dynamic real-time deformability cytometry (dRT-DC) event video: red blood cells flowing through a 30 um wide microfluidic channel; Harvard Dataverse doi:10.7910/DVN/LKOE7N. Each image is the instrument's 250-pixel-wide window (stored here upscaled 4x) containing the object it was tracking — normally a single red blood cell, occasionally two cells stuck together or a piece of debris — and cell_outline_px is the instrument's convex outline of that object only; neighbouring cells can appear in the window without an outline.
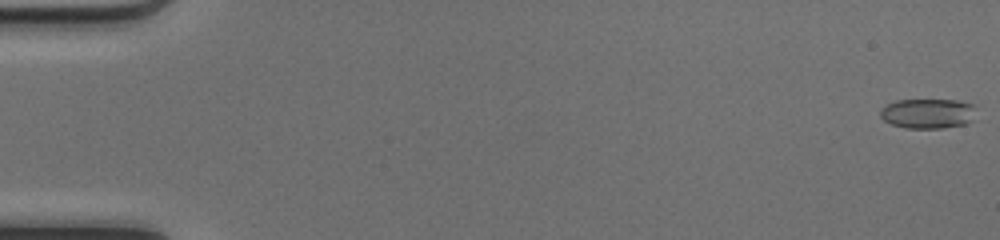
{"species": "common noctule bat (a hibernating species)", "species_latin": "Nyctalus noctula", "temperature_condition": "cold", "stored_images_in_passage": 50, "camera_frame_rate_fps": 3000, "um_per_image_px": 0.085, "animal": {"sex": "female", "body_mass_g": 17.0, "forearm_length_mm": 48.0}, "frame": {"image": 1, "passage_image": 1, "time_ms": 0.0, "image_size_px": [1000, 240], "cell_outline_px": [[972, 120], [964, 124], [944, 128], [904, 128], [892, 124], [884, 120], [880, 116], [880, 108], [896, 100], [956, 100], [972, 104]], "centroid_in_image_um": [78.8, 9.65], "position_along_channel_um": 6.2, "area_um2": 16.47}}
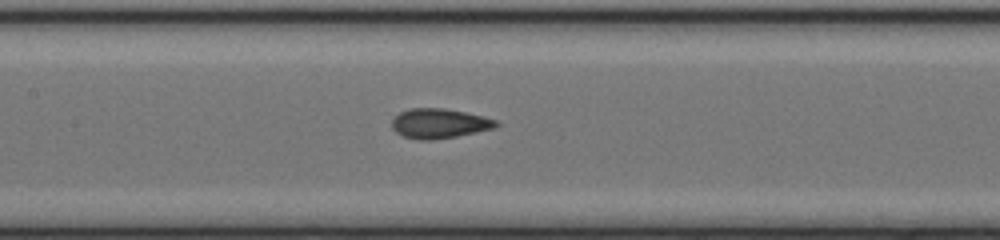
{"frame": {"image": 2, "passage_image": 25, "time_ms": 8.0, "image_size_px": [1000, 240], "cell_outline_px": [[500, 124], [496, 128], [456, 136], [432, 140], [420, 140], [404, 136], [396, 132], [392, 128], [392, 120], [400, 112], [408, 108], [444, 108], [464, 112], [496, 120]], "centroid_in_image_um": [37.33, 10.49], "position_along_channel_um": 170.1, "area_um2": 17.92}}
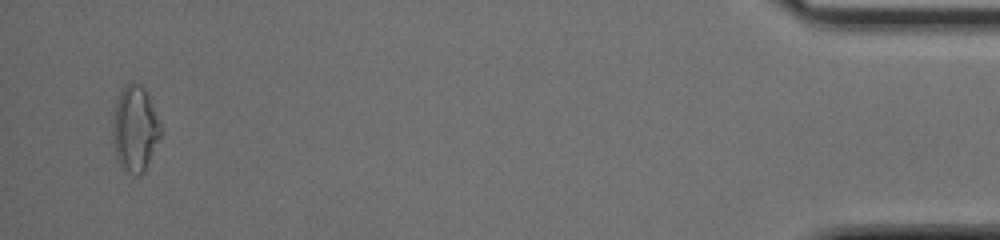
{"frame": {"image": 3, "passage_image": 49, "time_ms": 16.0, "image_size_px": [1000, 240], "cell_outline_px": [[160, 136], [144, 172], [128, 172], [120, 164], [116, 156], [112, 136], [112, 128], [116, 104], [120, 92], [132, 80], [140, 84], [144, 88], [148, 96], [160, 124]], "centroid_in_image_um": [11.46, 10.91], "position_along_channel_um": 423.7, "area_um2": 23.18}, "authors_computed_cell_mechanics": {"area_um2": 17.8313, "velocity_mm_per_s": 4.2076, "shape_relaxation_time_tau1_ms": 11.1279, "shape_relaxation_time_tau2_ms": 0.9444, "deformation_change_tau1": 0.2348, "deformation_change_tau2": 0.0544}}